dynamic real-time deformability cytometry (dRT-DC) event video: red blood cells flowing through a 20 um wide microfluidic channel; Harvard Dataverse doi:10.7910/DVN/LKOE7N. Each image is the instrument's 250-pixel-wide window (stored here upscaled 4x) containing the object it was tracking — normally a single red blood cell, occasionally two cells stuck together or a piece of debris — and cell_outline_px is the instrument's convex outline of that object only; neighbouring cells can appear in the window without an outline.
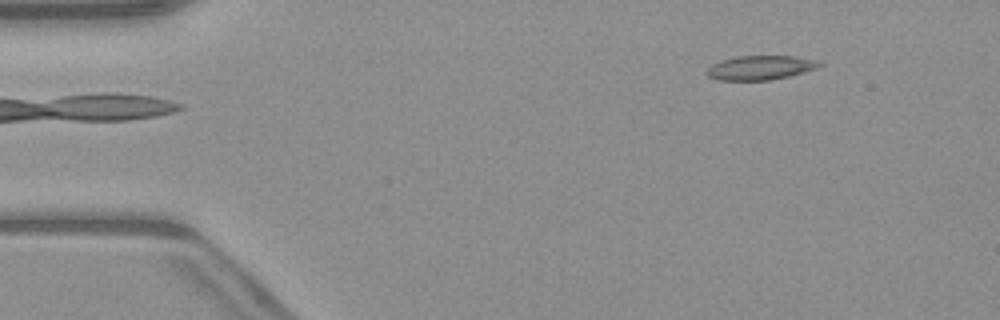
{"species": "common noctule bat (a hibernating species)", "species_latin": "Nyctalus noctula", "temperature_condition": "warm", "stored_images_in_passage": 4, "camera_frame_rate_fps": 3000, "um_per_image_px": 0.085, "animal": {"sex": "male", "body_mass_g": 23.1, "forearm_length_mm": 52.7}, "frame": {"image": 1, "passage_image": 4, "time_ms": 3.667, "image_size_px": [1000, 320], "cell_outline_px": [[824, 64], [816, 68], [804, 72], [772, 80], [720, 80], [708, 76], [704, 72], [712, 64], [724, 60], [740, 56], [796, 56], [820, 60]], "centroid_in_image_um": [64.68, 5.75], "position_along_channel_um": 20.3, "area_um2": 15.9}}